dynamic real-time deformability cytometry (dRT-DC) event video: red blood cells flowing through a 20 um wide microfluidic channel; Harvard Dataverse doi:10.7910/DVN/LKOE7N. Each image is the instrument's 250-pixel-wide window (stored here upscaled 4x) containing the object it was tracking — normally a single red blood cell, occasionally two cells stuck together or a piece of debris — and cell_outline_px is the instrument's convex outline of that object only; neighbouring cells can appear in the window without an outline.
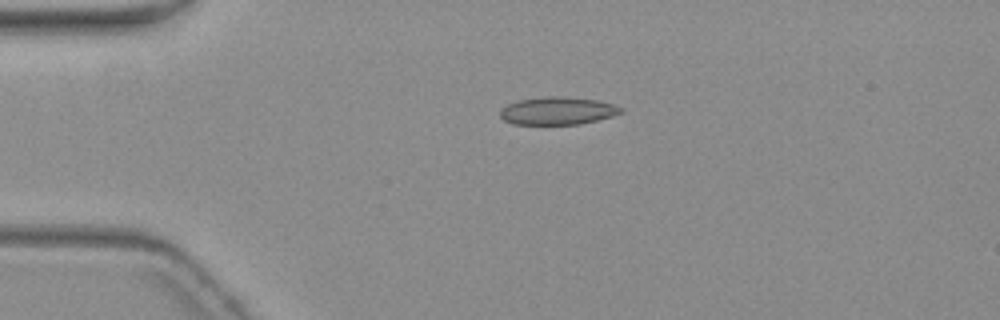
{"species": "common noctule bat (a hibernating species)", "species_latin": "Nyctalus noctula", "temperature_condition": "warm", "stored_images_in_passage": 2, "camera_frame_rate_fps": 3000, "um_per_image_px": 0.085, "animal": {"sex": "female", "body_mass_g": 19.3, "forearm_length_mm": 54.1}, "frame": {"image": 1, "passage_image": 1, "time_ms": 0.0, "image_size_px": [1000, 320], "cell_outline_px": [[624, 112], [612, 116], [580, 124], [512, 124], [504, 120], [500, 116], [500, 108], [516, 100], [544, 96], [560, 96], [596, 100], [612, 104], [624, 108]], "centroid_in_image_um": [47.37, 9.41], "position_along_channel_um": 37.6, "area_um2": 19.59}}